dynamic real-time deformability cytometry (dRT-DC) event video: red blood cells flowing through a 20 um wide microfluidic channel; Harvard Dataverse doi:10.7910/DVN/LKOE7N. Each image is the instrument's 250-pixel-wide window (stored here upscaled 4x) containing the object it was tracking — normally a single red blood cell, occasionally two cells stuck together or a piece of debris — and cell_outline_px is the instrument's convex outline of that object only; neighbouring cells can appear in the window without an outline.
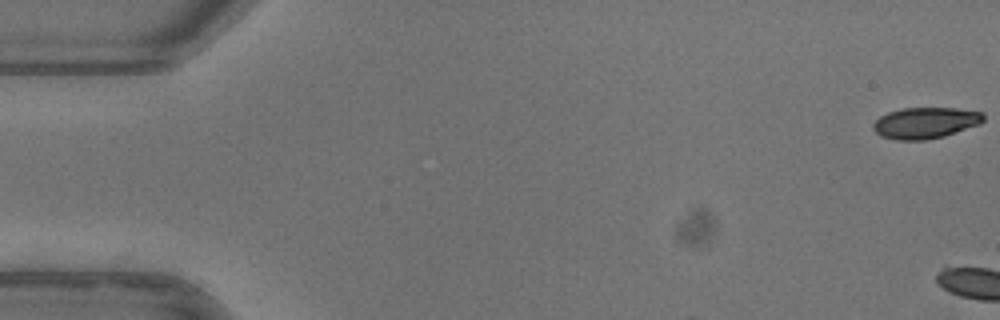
{"species": "common noctule bat (a hibernating species)", "species_latin": "Nyctalus noctula", "temperature_condition": "warm", "stored_images_in_passage": 8, "camera_frame_rate_fps": 3000, "um_per_image_px": 0.085, "animal": {"sex": "female"}, "frame": {"image": 1, "passage_image": 1, "time_ms": 0.0, "image_size_px": [1000, 320], "cell_outline_px": [[984, 120], [980, 124], [944, 136], [924, 140], [896, 140], [880, 136], [872, 128], [872, 124], [880, 116], [888, 112], [900, 108], [956, 108], [984, 112]], "centroid_in_image_um": [78.65, 10.44], "position_along_channel_um": 6.4, "area_um2": 20.17}}